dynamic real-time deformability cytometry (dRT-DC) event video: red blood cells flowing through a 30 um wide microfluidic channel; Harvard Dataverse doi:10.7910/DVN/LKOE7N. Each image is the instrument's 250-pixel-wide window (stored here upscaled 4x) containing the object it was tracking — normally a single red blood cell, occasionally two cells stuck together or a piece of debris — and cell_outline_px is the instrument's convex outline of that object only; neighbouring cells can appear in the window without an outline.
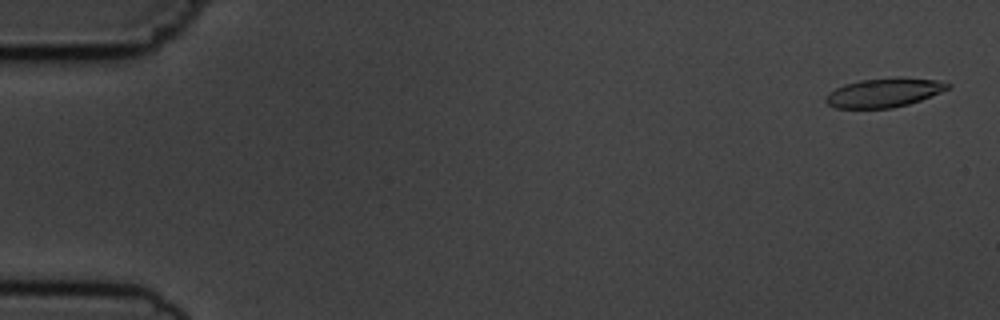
{"species": "common noctule bat (a hibernating species)", "species_latin": "Nyctalus noctula", "temperature_condition": "cold", "stored_images_in_passage": 5, "camera_frame_rate_fps": 3000, "um_per_image_px": 0.085, "animal": {"sex": "male", "body_mass_g": 19.5, "forearm_length_mm": 54.6}, "frame": {"image": 1, "passage_image": 1, "time_ms": 0.0, "image_size_px": [1000, 320], "cell_outline_px": [[952, 84], [948, 88], [940, 92], [920, 100], [908, 104], [892, 108], [836, 108], [828, 104], [824, 100], [824, 96], [828, 92], [844, 84], [860, 80], [896, 76], [900, 76], [936, 80]], "centroid_in_image_um": [75.11, 7.86], "position_along_channel_um": 9.9, "area_um2": 20.81}}
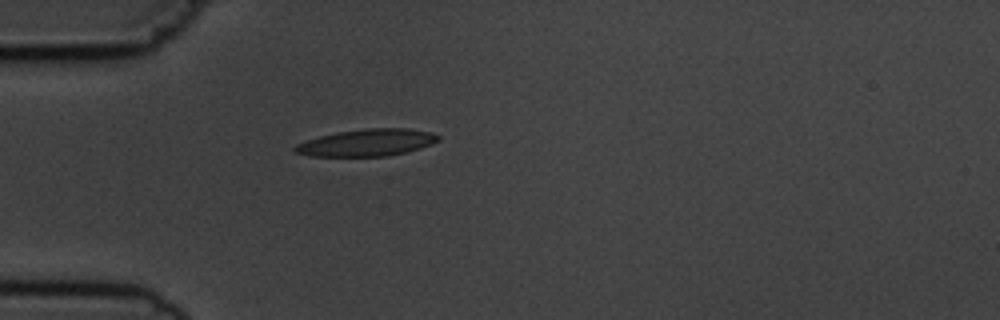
{"frame": {"image": 2, "passage_image": 5, "time_ms": 4.667, "image_size_px": [1000, 320], "cell_outline_px": [[440, 140], [432, 144], [420, 148], [388, 156], [312, 156], [296, 152], [292, 148], [296, 144], [320, 136], [336, 132], [364, 128], [408, 128], [432, 132], [440, 136]], "centroid_in_image_um": [31.22, 12.11], "position_along_channel_um": 53.8, "area_um2": 22.54}}